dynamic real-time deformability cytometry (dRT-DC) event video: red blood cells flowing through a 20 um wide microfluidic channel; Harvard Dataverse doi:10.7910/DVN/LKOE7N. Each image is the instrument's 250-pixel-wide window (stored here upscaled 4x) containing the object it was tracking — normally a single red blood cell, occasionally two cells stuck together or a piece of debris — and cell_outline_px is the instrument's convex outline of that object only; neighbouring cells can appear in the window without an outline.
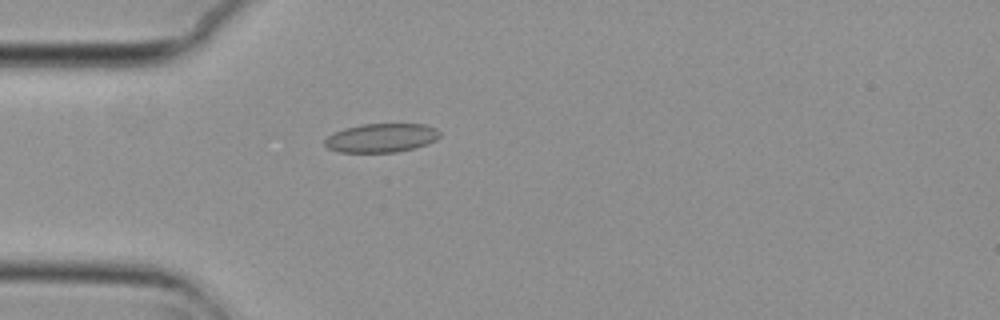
{"species": "common noctule bat (a hibernating species)", "species_latin": "Nyctalus noctula", "temperature_condition": "cold", "stored_images_in_passage": 5, "camera_frame_rate_fps": 3000, "um_per_image_px": 0.085, "animal": {"sex": "female", "body_mass_g": 29.2, "forearm_length_mm": 56.3}, "frame": {"image": 1, "passage_image": 5, "time_ms": 1.333, "image_size_px": [1000, 320], "cell_outline_px": [[440, 136], [436, 140], [416, 148], [396, 152], [340, 152], [328, 148], [324, 144], [324, 140], [332, 132], [344, 128], [364, 124], [424, 124], [436, 128], [440, 132]], "centroid_in_image_um": [32.41, 11.72], "position_along_channel_um": 52.6, "area_um2": 19.42}}